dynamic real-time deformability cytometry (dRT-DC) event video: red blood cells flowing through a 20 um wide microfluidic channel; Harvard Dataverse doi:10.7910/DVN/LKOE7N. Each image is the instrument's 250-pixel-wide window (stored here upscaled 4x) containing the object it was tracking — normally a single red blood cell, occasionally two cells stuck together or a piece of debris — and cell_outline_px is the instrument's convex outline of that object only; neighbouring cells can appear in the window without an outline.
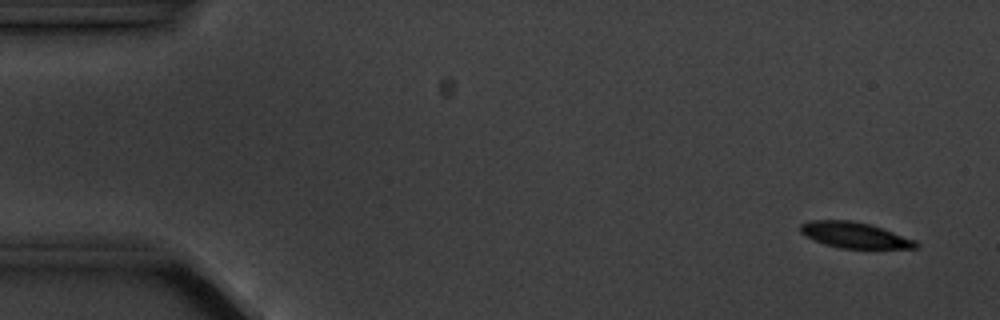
{"species": "common noctule bat (a hibernating species)", "species_latin": "Nyctalus noctula", "temperature_condition": "cold", "stored_images_in_passage": 5, "camera_frame_rate_fps": 3000, "um_per_image_px": 0.085, "animal": {"sex": "male", "body_mass_g": 20.1, "forearm_length_mm": 53.5}, "frame": {"image": 1, "passage_image": 1, "time_ms": 0.0, "image_size_px": [1000, 320], "cell_outline_px": [[920, 248], [840, 248], [824, 244], [800, 232], [800, 224], [812, 220], [852, 220], [868, 224], [916, 240], [920, 244]], "centroid_in_image_um": [72.66, 19.98], "position_along_channel_um": 12.3, "area_um2": 17.11}}